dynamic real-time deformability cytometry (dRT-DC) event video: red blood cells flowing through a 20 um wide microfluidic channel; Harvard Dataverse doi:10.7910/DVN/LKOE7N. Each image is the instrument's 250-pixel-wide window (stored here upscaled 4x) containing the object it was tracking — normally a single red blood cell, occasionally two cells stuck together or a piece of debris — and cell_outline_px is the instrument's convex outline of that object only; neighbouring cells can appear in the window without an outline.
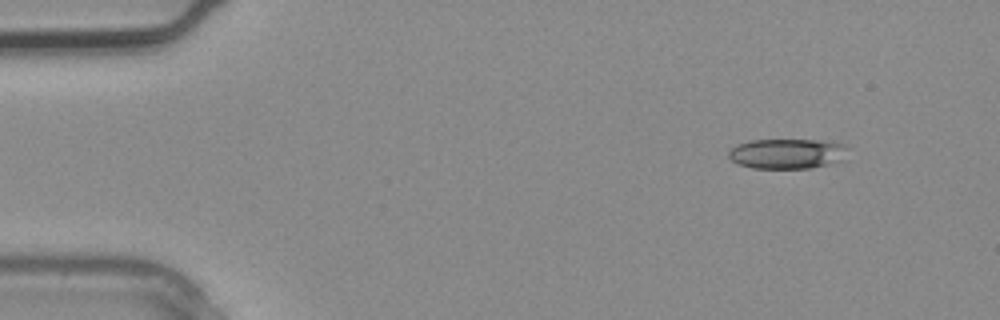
{"species": "common noctule bat (a hibernating species)", "species_latin": "Nyctalus noctula", "temperature_condition": "warm", "stored_images_in_passage": 3, "camera_frame_rate_fps": 3000, "um_per_image_px": 0.085, "animal": {"sex": "male", "body_mass_g": 20.4}, "frame": {"image": 1, "passage_image": 1, "time_ms": 0.0, "image_size_px": [1000, 320], "cell_outline_px": [[848, 148], [844, 160], [812, 168], [752, 168], [740, 164], [732, 160], [728, 156], [728, 152], [732, 148], [748, 140], [832, 140], [844, 144]], "centroid_in_image_um": [66.97, 13.05], "position_along_channel_um": 18.0, "area_um2": 21.04}}
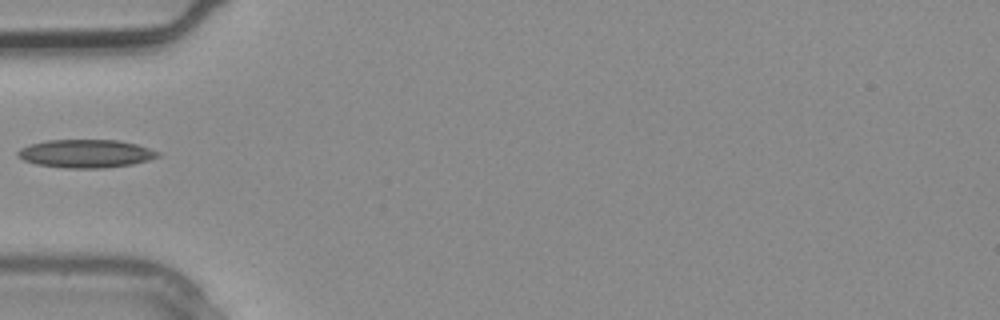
{"frame": {"image": 2, "passage_image": 3, "time_ms": 0.667, "image_size_px": [1000, 320], "cell_outline_px": [[160, 156], [148, 160], [132, 164], [100, 168], [68, 168], [36, 164], [24, 160], [16, 156], [16, 152], [20, 148], [28, 144], [48, 140], [120, 140], [136, 144], [160, 152]], "centroid_in_image_um": [7.26, 13.05], "position_along_channel_um": 77.7, "area_um2": 23.0}}